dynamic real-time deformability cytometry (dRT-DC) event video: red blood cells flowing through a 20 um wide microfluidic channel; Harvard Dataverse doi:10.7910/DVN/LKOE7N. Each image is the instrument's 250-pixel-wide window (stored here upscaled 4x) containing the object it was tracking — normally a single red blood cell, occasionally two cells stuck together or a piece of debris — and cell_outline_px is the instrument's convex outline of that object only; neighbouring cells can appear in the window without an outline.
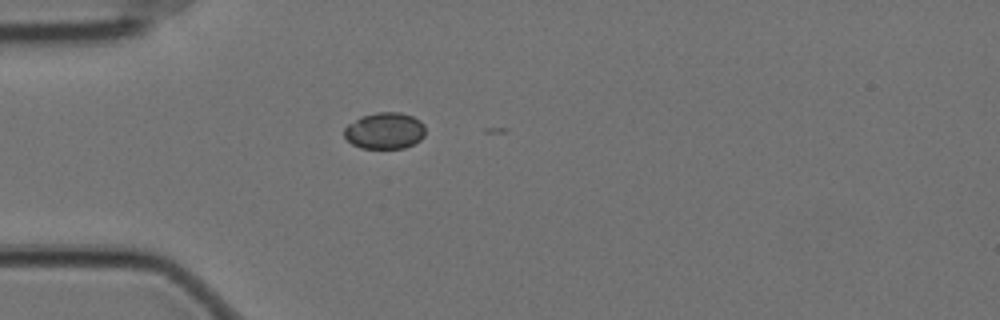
{"species": "Egyptian fruit bat (a non-hibernating species)", "species_latin": "Rousettus aegyptiacus", "temperature_condition": "cold", "stored_images_in_passage": 7, "camera_frame_rate_fps": 3000, "um_per_image_px": 0.085, "animal": {"sex": "female"}, "frame": {"image": 1, "passage_image": 1, "time_ms": 0.0, "image_size_px": [1000, 320], "cell_outline_px": [[424, 136], [420, 140], [404, 148], [360, 148], [352, 144], [344, 136], [344, 128], [348, 124], [360, 116], [376, 112], [400, 112], [412, 116], [420, 120], [424, 124]], "centroid_in_image_um": [32.69, 11.1], "position_along_channel_um": 52.3, "area_um2": 17.34}}
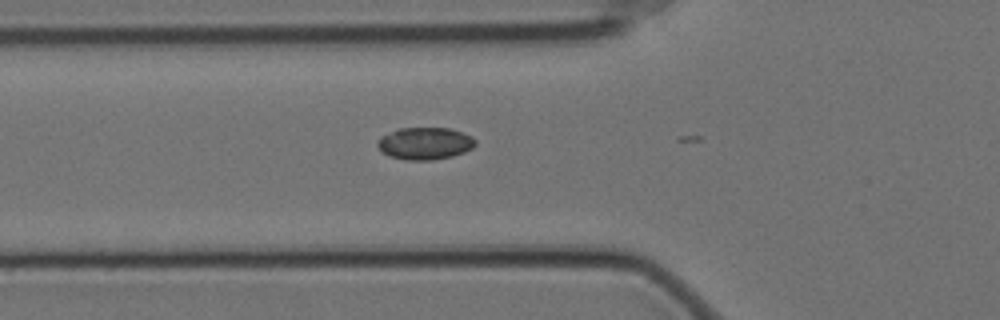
{"frame": {"image": 2, "passage_image": 5, "time_ms": 1.333, "image_size_px": [1000, 320], "cell_outline_px": [[476, 144], [472, 148], [464, 152], [452, 156], [432, 160], [408, 160], [388, 156], [380, 152], [376, 144], [380, 136], [396, 128], [448, 128], [472, 136], [476, 140]], "centroid_in_image_um": [36.07, 12.19], "position_along_channel_um": 89.7, "area_um2": 18.55}}